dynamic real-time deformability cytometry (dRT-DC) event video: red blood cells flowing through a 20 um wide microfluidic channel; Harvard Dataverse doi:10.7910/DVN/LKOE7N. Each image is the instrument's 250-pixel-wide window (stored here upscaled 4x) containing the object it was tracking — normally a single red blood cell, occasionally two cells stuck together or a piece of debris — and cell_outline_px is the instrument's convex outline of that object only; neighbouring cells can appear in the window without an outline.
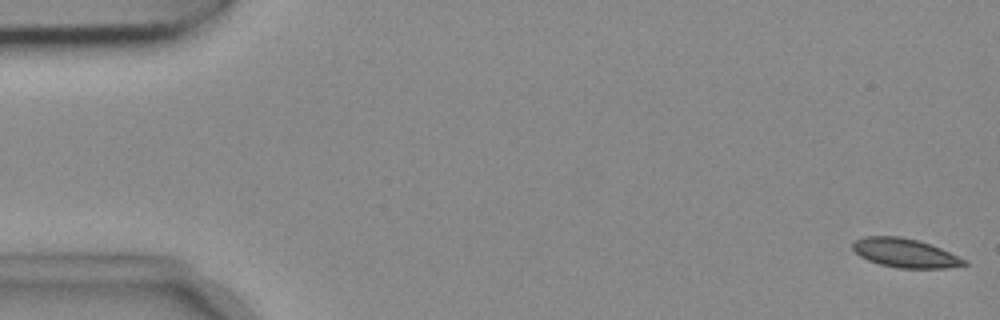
{"species": "common noctule bat (a hibernating species)", "species_latin": "Nyctalus noctula", "temperature_condition": "cold", "stored_images_in_passage": 55, "camera_frame_rate_fps": 3000, "um_per_image_px": 0.085, "animal": {"sex": "female", "body_mass_g": 18.4}, "frame": {"image": 1, "passage_image": 1, "time_ms": 0.0, "image_size_px": [1000, 320], "cell_outline_px": [[968, 264], [944, 268], [900, 268], [880, 264], [868, 260], [860, 256], [852, 248], [852, 244], [856, 240], [864, 236], [900, 236], [916, 240], [940, 248], [968, 260]], "centroid_in_image_um": [76.93, 21.5], "position_along_channel_um": 8.1, "area_um2": 18.61}}
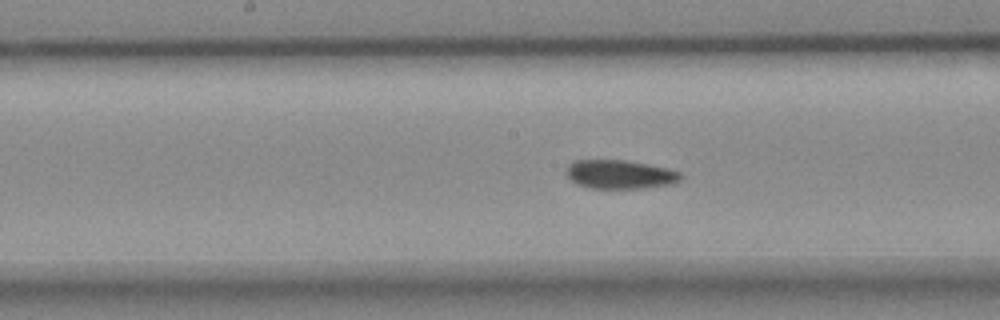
{"frame": {"image": 2, "passage_image": 27, "time_ms": 8.667, "image_size_px": [1000, 320], "cell_outline_px": [[684, 176], [680, 180], [672, 184], [644, 188], [588, 188], [576, 184], [564, 172], [568, 164], [572, 160], [624, 160], [648, 164], [668, 168], [680, 172]], "centroid_in_image_um": [52.68, 14.82], "position_along_channel_um": 195.5, "area_um2": 19.42}}
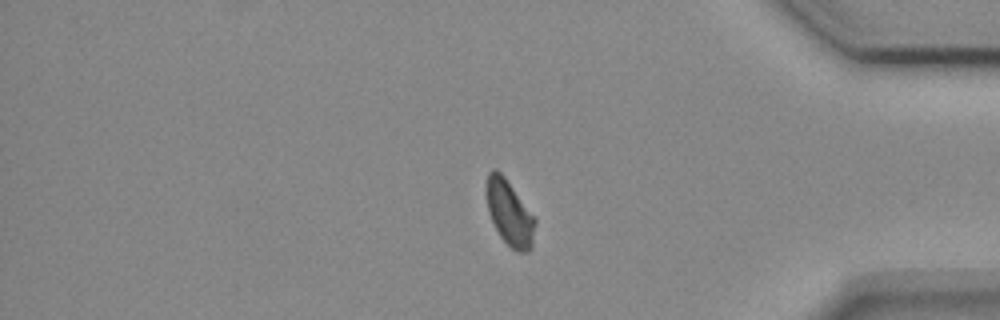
{"frame": {"image": 3, "passage_image": 45, "time_ms": 14.667, "image_size_px": [1000, 320], "cell_outline_px": [[536, 224], [532, 248], [528, 252], [516, 252], [500, 236], [488, 212], [484, 188], [488, 172], [492, 168], [496, 168], [504, 176], [536, 220]], "centroid_in_image_um": [43.28, 18.09], "position_along_channel_um": 391.9, "area_um2": 18.61}, "authors_computed_cell_mechanics": {"area_um2": 19.2474, "velocity_mm_per_s": 3.7042, "shape_relaxation_time_tau1_ms": 2.7549, "shape_relaxation_time_tau2_ms": 3.164, "deformation_change_tau1": 0.0945, "deformation_change_tau2": 0.0887}}